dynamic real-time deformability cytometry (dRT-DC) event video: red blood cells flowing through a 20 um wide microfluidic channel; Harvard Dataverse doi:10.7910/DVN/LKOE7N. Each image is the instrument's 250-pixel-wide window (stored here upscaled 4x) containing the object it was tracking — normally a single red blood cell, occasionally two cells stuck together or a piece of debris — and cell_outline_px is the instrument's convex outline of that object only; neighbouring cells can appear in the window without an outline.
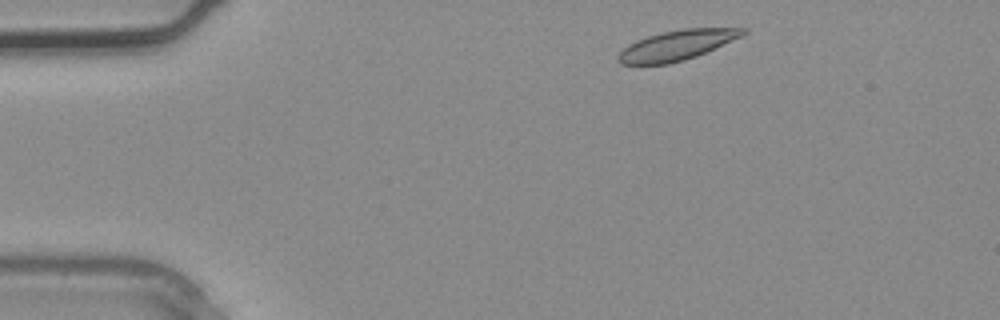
{"species": "common noctule bat (a hibernating species)", "species_latin": "Nyctalus noctula", "temperature_condition": "warm", "stored_images_in_passage": 2, "camera_frame_rate_fps": 3000, "um_per_image_px": 0.085, "animal": {"sex": "male", "body_mass_g": 20.4}, "frame": {"image": 1, "passage_image": 1, "time_ms": 0.0, "image_size_px": [1000, 320], "cell_outline_px": [[748, 32], [740, 36], [696, 56], [684, 60], [668, 64], [620, 64], [616, 60], [616, 56], [628, 44], [636, 40], [660, 32], [684, 28], [748, 28]], "centroid_in_image_um": [57.47, 3.84], "position_along_channel_um": 27.5, "area_um2": 21.62}}